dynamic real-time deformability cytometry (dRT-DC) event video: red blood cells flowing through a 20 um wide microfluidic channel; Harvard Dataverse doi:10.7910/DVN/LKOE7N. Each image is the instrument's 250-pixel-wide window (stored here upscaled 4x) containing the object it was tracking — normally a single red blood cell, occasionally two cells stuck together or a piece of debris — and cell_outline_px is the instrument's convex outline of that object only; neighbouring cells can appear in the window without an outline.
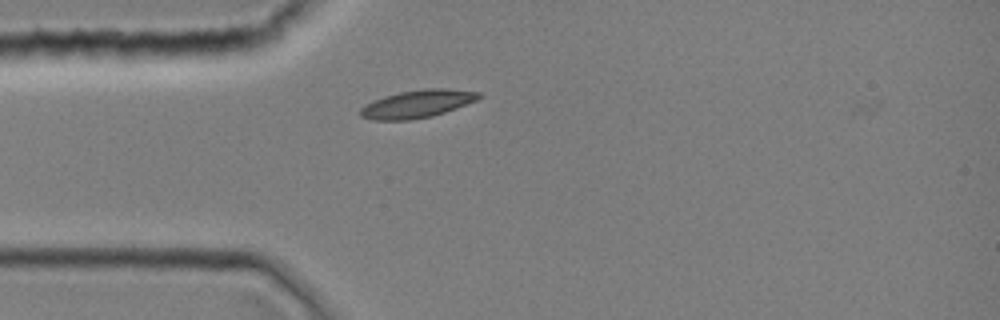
{"species": "common noctule bat (a hibernating species)", "species_latin": "Nyctalus noctula", "temperature_condition": "room temperature", "stored_images_in_passage": 1, "camera_frame_rate_fps": 3000, "um_per_image_px": 0.085, "animal": {"sex": "female", "body_mass_g": 19.0, "forearm_length_mm": 51.5}, "frame": {"image": 1, "passage_image": 1, "time_ms": 0.0, "image_size_px": [1000, 320], "cell_outline_px": [[484, 96], [476, 100], [456, 108], [432, 116], [408, 120], [372, 120], [360, 116], [360, 108], [384, 96], [400, 92], [424, 88], [444, 88], [480, 92]], "centroid_in_image_um": [35.49, 8.82], "position_along_channel_um": 49.5, "area_um2": 19.02}}